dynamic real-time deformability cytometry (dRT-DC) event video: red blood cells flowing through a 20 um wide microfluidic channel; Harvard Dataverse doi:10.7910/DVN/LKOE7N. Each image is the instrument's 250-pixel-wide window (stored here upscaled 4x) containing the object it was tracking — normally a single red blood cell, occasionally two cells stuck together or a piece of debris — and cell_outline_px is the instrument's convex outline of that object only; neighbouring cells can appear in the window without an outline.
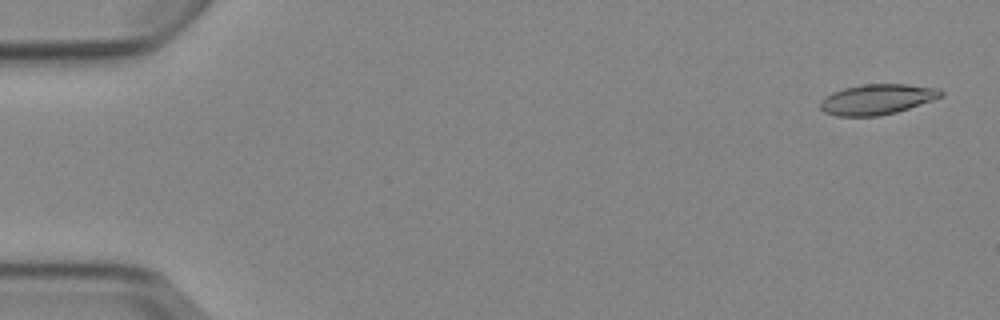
{"species": "Egyptian fruit bat (a non-hibernating species)", "species_latin": "Rousettus aegyptiacus", "temperature_condition": "cold", "stored_images_in_passage": 5, "camera_frame_rate_fps": 3000, "um_per_image_px": 0.085, "animal": {"sex": "female"}, "frame": {"image": 1, "passage_image": 1, "time_ms": 0.0, "image_size_px": [1000, 320], "cell_outline_px": [[944, 92], [940, 96], [932, 100], [896, 112], [880, 116], [836, 116], [824, 112], [820, 108], [820, 100], [824, 96], [832, 92], [844, 88], [860, 84], [904, 84], [940, 88]], "centroid_in_image_um": [74.5, 8.44], "position_along_channel_um": 10.5, "area_um2": 21.39}}